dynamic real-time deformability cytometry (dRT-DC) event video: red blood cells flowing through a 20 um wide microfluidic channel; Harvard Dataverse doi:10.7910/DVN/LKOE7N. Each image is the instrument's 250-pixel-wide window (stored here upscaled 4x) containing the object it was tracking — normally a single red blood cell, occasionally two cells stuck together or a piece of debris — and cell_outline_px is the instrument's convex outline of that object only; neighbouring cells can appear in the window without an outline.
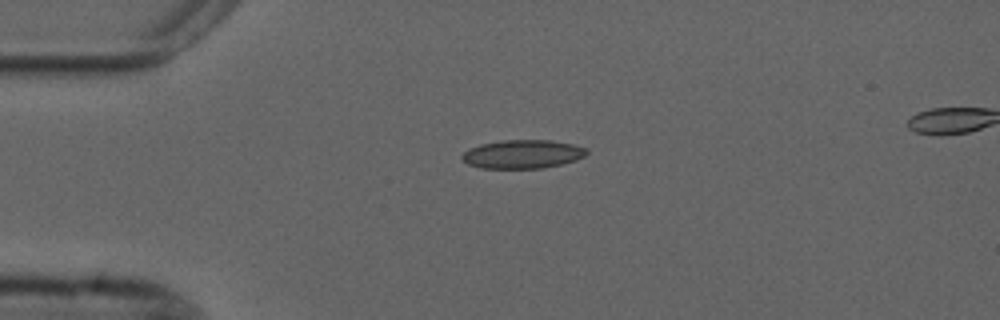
{"species": "common noctule bat (a hibernating species)", "species_latin": "Nyctalus noctula", "temperature_condition": "cold", "stored_images_in_passage": 2, "camera_frame_rate_fps": 3000, "um_per_image_px": 0.085, "animal": {"sex": "male", "forearm_length_mm": 52.5}, "frame": {"image": 1, "passage_image": 1, "time_ms": 0.0, "image_size_px": [1000, 320], "cell_outline_px": [[588, 152], [584, 156], [576, 160], [544, 168], [480, 168], [468, 164], [460, 156], [468, 148], [480, 144], [500, 140], [548, 140], [572, 144], [588, 148]], "centroid_in_image_um": [44.4, 13.1], "position_along_channel_um": 40.6, "area_um2": 20.81}}